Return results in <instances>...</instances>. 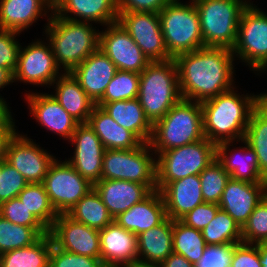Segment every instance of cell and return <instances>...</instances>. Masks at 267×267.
Instances as JSON below:
<instances>
[{
    "instance_id": "d6986e66",
    "label": "cell",
    "mask_w": 267,
    "mask_h": 267,
    "mask_svg": "<svg viewBox=\"0 0 267 267\" xmlns=\"http://www.w3.org/2000/svg\"><path fill=\"white\" fill-rule=\"evenodd\" d=\"M265 195L266 183H249L230 178L218 205L242 228Z\"/></svg>"
},
{
    "instance_id": "db71d44e",
    "label": "cell",
    "mask_w": 267,
    "mask_h": 267,
    "mask_svg": "<svg viewBox=\"0 0 267 267\" xmlns=\"http://www.w3.org/2000/svg\"><path fill=\"white\" fill-rule=\"evenodd\" d=\"M9 103L6 102L4 97L0 94V125L3 124L11 115V107L8 106Z\"/></svg>"
},
{
    "instance_id": "6da1fadb",
    "label": "cell",
    "mask_w": 267,
    "mask_h": 267,
    "mask_svg": "<svg viewBox=\"0 0 267 267\" xmlns=\"http://www.w3.org/2000/svg\"><path fill=\"white\" fill-rule=\"evenodd\" d=\"M174 60L182 99L202 103L236 86L231 49L203 47L180 54Z\"/></svg>"
},
{
    "instance_id": "44dd1931",
    "label": "cell",
    "mask_w": 267,
    "mask_h": 267,
    "mask_svg": "<svg viewBox=\"0 0 267 267\" xmlns=\"http://www.w3.org/2000/svg\"><path fill=\"white\" fill-rule=\"evenodd\" d=\"M244 145L233 146L234 141L217 144L216 159L223 166L230 178L249 183H266L259 171L257 156L244 139L236 141ZM232 144V145H231ZM232 147V150L230 149ZM235 147V148H234ZM234 148V149H233Z\"/></svg>"
},
{
    "instance_id": "e575fe53",
    "label": "cell",
    "mask_w": 267,
    "mask_h": 267,
    "mask_svg": "<svg viewBox=\"0 0 267 267\" xmlns=\"http://www.w3.org/2000/svg\"><path fill=\"white\" fill-rule=\"evenodd\" d=\"M173 253L184 256L190 263H198L206 248L200 230L187 226L181 220H172Z\"/></svg>"
},
{
    "instance_id": "5b68a950",
    "label": "cell",
    "mask_w": 267,
    "mask_h": 267,
    "mask_svg": "<svg viewBox=\"0 0 267 267\" xmlns=\"http://www.w3.org/2000/svg\"><path fill=\"white\" fill-rule=\"evenodd\" d=\"M137 99L152 125L182 99L174 59L151 62L140 73Z\"/></svg>"
},
{
    "instance_id": "cb8c5ba5",
    "label": "cell",
    "mask_w": 267,
    "mask_h": 267,
    "mask_svg": "<svg viewBox=\"0 0 267 267\" xmlns=\"http://www.w3.org/2000/svg\"><path fill=\"white\" fill-rule=\"evenodd\" d=\"M93 187L113 219L153 192L147 185L125 180L101 179Z\"/></svg>"
},
{
    "instance_id": "8d00e7d4",
    "label": "cell",
    "mask_w": 267,
    "mask_h": 267,
    "mask_svg": "<svg viewBox=\"0 0 267 267\" xmlns=\"http://www.w3.org/2000/svg\"><path fill=\"white\" fill-rule=\"evenodd\" d=\"M49 233L46 227H25L11 223L0 215V255L32 245Z\"/></svg>"
},
{
    "instance_id": "ffe728a7",
    "label": "cell",
    "mask_w": 267,
    "mask_h": 267,
    "mask_svg": "<svg viewBox=\"0 0 267 267\" xmlns=\"http://www.w3.org/2000/svg\"><path fill=\"white\" fill-rule=\"evenodd\" d=\"M100 234V255L105 267H124L138 260V236L115 221Z\"/></svg>"
},
{
    "instance_id": "7402d4cb",
    "label": "cell",
    "mask_w": 267,
    "mask_h": 267,
    "mask_svg": "<svg viewBox=\"0 0 267 267\" xmlns=\"http://www.w3.org/2000/svg\"><path fill=\"white\" fill-rule=\"evenodd\" d=\"M116 72V65L98 49L70 73L96 104L103 97Z\"/></svg>"
},
{
    "instance_id": "7dc6e473",
    "label": "cell",
    "mask_w": 267,
    "mask_h": 267,
    "mask_svg": "<svg viewBox=\"0 0 267 267\" xmlns=\"http://www.w3.org/2000/svg\"><path fill=\"white\" fill-rule=\"evenodd\" d=\"M220 209L218 204L204 202L185 214L180 220L187 226L202 230Z\"/></svg>"
},
{
    "instance_id": "1f68e13d",
    "label": "cell",
    "mask_w": 267,
    "mask_h": 267,
    "mask_svg": "<svg viewBox=\"0 0 267 267\" xmlns=\"http://www.w3.org/2000/svg\"><path fill=\"white\" fill-rule=\"evenodd\" d=\"M244 140L256 153L259 171L267 181V94L251 113Z\"/></svg>"
},
{
    "instance_id": "f1b7e54d",
    "label": "cell",
    "mask_w": 267,
    "mask_h": 267,
    "mask_svg": "<svg viewBox=\"0 0 267 267\" xmlns=\"http://www.w3.org/2000/svg\"><path fill=\"white\" fill-rule=\"evenodd\" d=\"M118 125L133 132L143 143H149L152 124L144 114L139 100H121L109 103H96Z\"/></svg>"
},
{
    "instance_id": "4fadbf2b",
    "label": "cell",
    "mask_w": 267,
    "mask_h": 267,
    "mask_svg": "<svg viewBox=\"0 0 267 267\" xmlns=\"http://www.w3.org/2000/svg\"><path fill=\"white\" fill-rule=\"evenodd\" d=\"M118 13V22L129 33L150 62H162L172 59L165 46L159 13Z\"/></svg>"
},
{
    "instance_id": "d6a6232c",
    "label": "cell",
    "mask_w": 267,
    "mask_h": 267,
    "mask_svg": "<svg viewBox=\"0 0 267 267\" xmlns=\"http://www.w3.org/2000/svg\"><path fill=\"white\" fill-rule=\"evenodd\" d=\"M52 245L49 233L43 235L28 247L2 253L0 267H49Z\"/></svg>"
},
{
    "instance_id": "11a10c76",
    "label": "cell",
    "mask_w": 267,
    "mask_h": 267,
    "mask_svg": "<svg viewBox=\"0 0 267 267\" xmlns=\"http://www.w3.org/2000/svg\"><path fill=\"white\" fill-rule=\"evenodd\" d=\"M259 255L262 267H267V243L259 244Z\"/></svg>"
},
{
    "instance_id": "2e32d148",
    "label": "cell",
    "mask_w": 267,
    "mask_h": 267,
    "mask_svg": "<svg viewBox=\"0 0 267 267\" xmlns=\"http://www.w3.org/2000/svg\"><path fill=\"white\" fill-rule=\"evenodd\" d=\"M68 142L75 147L74 155L65 160L92 185L100 181L106 149L94 130L88 123H80Z\"/></svg>"
},
{
    "instance_id": "f6af8a7d",
    "label": "cell",
    "mask_w": 267,
    "mask_h": 267,
    "mask_svg": "<svg viewBox=\"0 0 267 267\" xmlns=\"http://www.w3.org/2000/svg\"><path fill=\"white\" fill-rule=\"evenodd\" d=\"M20 33L0 29V68L10 69L13 73L18 64V55L21 43L17 41Z\"/></svg>"
},
{
    "instance_id": "60d3db41",
    "label": "cell",
    "mask_w": 267,
    "mask_h": 267,
    "mask_svg": "<svg viewBox=\"0 0 267 267\" xmlns=\"http://www.w3.org/2000/svg\"><path fill=\"white\" fill-rule=\"evenodd\" d=\"M242 242L255 245L267 243V195L257 204L242 227Z\"/></svg>"
},
{
    "instance_id": "9c48e42d",
    "label": "cell",
    "mask_w": 267,
    "mask_h": 267,
    "mask_svg": "<svg viewBox=\"0 0 267 267\" xmlns=\"http://www.w3.org/2000/svg\"><path fill=\"white\" fill-rule=\"evenodd\" d=\"M102 179L140 183L155 191L156 154L149 143H142L134 149H106L103 155Z\"/></svg>"
},
{
    "instance_id": "bcb514c9",
    "label": "cell",
    "mask_w": 267,
    "mask_h": 267,
    "mask_svg": "<svg viewBox=\"0 0 267 267\" xmlns=\"http://www.w3.org/2000/svg\"><path fill=\"white\" fill-rule=\"evenodd\" d=\"M233 245H207L195 267H230Z\"/></svg>"
},
{
    "instance_id": "5bb4252c",
    "label": "cell",
    "mask_w": 267,
    "mask_h": 267,
    "mask_svg": "<svg viewBox=\"0 0 267 267\" xmlns=\"http://www.w3.org/2000/svg\"><path fill=\"white\" fill-rule=\"evenodd\" d=\"M55 159L56 156L18 130L10 139L6 150V162L31 184L43 182Z\"/></svg>"
},
{
    "instance_id": "c3c4849f",
    "label": "cell",
    "mask_w": 267,
    "mask_h": 267,
    "mask_svg": "<svg viewBox=\"0 0 267 267\" xmlns=\"http://www.w3.org/2000/svg\"><path fill=\"white\" fill-rule=\"evenodd\" d=\"M230 267H262L259 244L239 243L233 245V257Z\"/></svg>"
},
{
    "instance_id": "4316f807",
    "label": "cell",
    "mask_w": 267,
    "mask_h": 267,
    "mask_svg": "<svg viewBox=\"0 0 267 267\" xmlns=\"http://www.w3.org/2000/svg\"><path fill=\"white\" fill-rule=\"evenodd\" d=\"M52 12L46 0H0V29L22 33Z\"/></svg>"
},
{
    "instance_id": "f907efd6",
    "label": "cell",
    "mask_w": 267,
    "mask_h": 267,
    "mask_svg": "<svg viewBox=\"0 0 267 267\" xmlns=\"http://www.w3.org/2000/svg\"><path fill=\"white\" fill-rule=\"evenodd\" d=\"M15 120L11 115L3 124L0 125V164L6 161V150L10 139L17 132Z\"/></svg>"
},
{
    "instance_id": "d4e9b609",
    "label": "cell",
    "mask_w": 267,
    "mask_h": 267,
    "mask_svg": "<svg viewBox=\"0 0 267 267\" xmlns=\"http://www.w3.org/2000/svg\"><path fill=\"white\" fill-rule=\"evenodd\" d=\"M160 193L167 217L180 220L189 211L204 203L199 175H191L169 182Z\"/></svg>"
},
{
    "instance_id": "816d5d0a",
    "label": "cell",
    "mask_w": 267,
    "mask_h": 267,
    "mask_svg": "<svg viewBox=\"0 0 267 267\" xmlns=\"http://www.w3.org/2000/svg\"><path fill=\"white\" fill-rule=\"evenodd\" d=\"M159 267H195L192 263H190L184 256L171 253L161 264Z\"/></svg>"
},
{
    "instance_id": "74e56055",
    "label": "cell",
    "mask_w": 267,
    "mask_h": 267,
    "mask_svg": "<svg viewBox=\"0 0 267 267\" xmlns=\"http://www.w3.org/2000/svg\"><path fill=\"white\" fill-rule=\"evenodd\" d=\"M28 210L49 230L58 214L42 183H29L18 195Z\"/></svg>"
},
{
    "instance_id": "b9f144b4",
    "label": "cell",
    "mask_w": 267,
    "mask_h": 267,
    "mask_svg": "<svg viewBox=\"0 0 267 267\" xmlns=\"http://www.w3.org/2000/svg\"><path fill=\"white\" fill-rule=\"evenodd\" d=\"M0 215L11 223L25 227H45L17 197L0 204Z\"/></svg>"
},
{
    "instance_id": "ac0fdd59",
    "label": "cell",
    "mask_w": 267,
    "mask_h": 267,
    "mask_svg": "<svg viewBox=\"0 0 267 267\" xmlns=\"http://www.w3.org/2000/svg\"><path fill=\"white\" fill-rule=\"evenodd\" d=\"M25 97L29 113L38 124L47 131L59 134L63 139H71L80 123L71 117L51 94L30 92L26 93Z\"/></svg>"
},
{
    "instance_id": "9f6ffc18",
    "label": "cell",
    "mask_w": 267,
    "mask_h": 267,
    "mask_svg": "<svg viewBox=\"0 0 267 267\" xmlns=\"http://www.w3.org/2000/svg\"><path fill=\"white\" fill-rule=\"evenodd\" d=\"M124 267H159V265L153 264V263H146V262L137 260Z\"/></svg>"
},
{
    "instance_id": "f5cc1de1",
    "label": "cell",
    "mask_w": 267,
    "mask_h": 267,
    "mask_svg": "<svg viewBox=\"0 0 267 267\" xmlns=\"http://www.w3.org/2000/svg\"><path fill=\"white\" fill-rule=\"evenodd\" d=\"M14 83V73L10 69L0 68V90Z\"/></svg>"
},
{
    "instance_id": "3957f363",
    "label": "cell",
    "mask_w": 267,
    "mask_h": 267,
    "mask_svg": "<svg viewBox=\"0 0 267 267\" xmlns=\"http://www.w3.org/2000/svg\"><path fill=\"white\" fill-rule=\"evenodd\" d=\"M43 33L64 73L71 72L90 54L99 49L100 31L89 22L68 20L52 12L47 16Z\"/></svg>"
},
{
    "instance_id": "ee69618b",
    "label": "cell",
    "mask_w": 267,
    "mask_h": 267,
    "mask_svg": "<svg viewBox=\"0 0 267 267\" xmlns=\"http://www.w3.org/2000/svg\"><path fill=\"white\" fill-rule=\"evenodd\" d=\"M49 267H105V265L101 259L68 252L53 244Z\"/></svg>"
},
{
    "instance_id": "484cf974",
    "label": "cell",
    "mask_w": 267,
    "mask_h": 267,
    "mask_svg": "<svg viewBox=\"0 0 267 267\" xmlns=\"http://www.w3.org/2000/svg\"><path fill=\"white\" fill-rule=\"evenodd\" d=\"M167 218L166 208L159 190L153 191L141 202L119 214L114 221L136 236L159 225Z\"/></svg>"
},
{
    "instance_id": "30bf717a",
    "label": "cell",
    "mask_w": 267,
    "mask_h": 267,
    "mask_svg": "<svg viewBox=\"0 0 267 267\" xmlns=\"http://www.w3.org/2000/svg\"><path fill=\"white\" fill-rule=\"evenodd\" d=\"M254 5L250 2L242 11L232 51L235 60L259 75L267 72V13Z\"/></svg>"
},
{
    "instance_id": "603a6c76",
    "label": "cell",
    "mask_w": 267,
    "mask_h": 267,
    "mask_svg": "<svg viewBox=\"0 0 267 267\" xmlns=\"http://www.w3.org/2000/svg\"><path fill=\"white\" fill-rule=\"evenodd\" d=\"M53 12L68 20L102 27L118 22L119 15L116 0H58Z\"/></svg>"
},
{
    "instance_id": "f546056e",
    "label": "cell",
    "mask_w": 267,
    "mask_h": 267,
    "mask_svg": "<svg viewBox=\"0 0 267 267\" xmlns=\"http://www.w3.org/2000/svg\"><path fill=\"white\" fill-rule=\"evenodd\" d=\"M105 149H134L143 142L131 131L118 125L101 107L95 106L88 120Z\"/></svg>"
},
{
    "instance_id": "277c9868",
    "label": "cell",
    "mask_w": 267,
    "mask_h": 267,
    "mask_svg": "<svg viewBox=\"0 0 267 267\" xmlns=\"http://www.w3.org/2000/svg\"><path fill=\"white\" fill-rule=\"evenodd\" d=\"M204 138L201 103L181 99L153 124L149 145L158 154Z\"/></svg>"
},
{
    "instance_id": "f35d334b",
    "label": "cell",
    "mask_w": 267,
    "mask_h": 267,
    "mask_svg": "<svg viewBox=\"0 0 267 267\" xmlns=\"http://www.w3.org/2000/svg\"><path fill=\"white\" fill-rule=\"evenodd\" d=\"M139 84V73L117 70L107 85L103 97L97 103L136 99L138 97Z\"/></svg>"
},
{
    "instance_id": "4dcf8cb0",
    "label": "cell",
    "mask_w": 267,
    "mask_h": 267,
    "mask_svg": "<svg viewBox=\"0 0 267 267\" xmlns=\"http://www.w3.org/2000/svg\"><path fill=\"white\" fill-rule=\"evenodd\" d=\"M172 240V219L167 217L159 225L138 235V260L161 264L173 253Z\"/></svg>"
},
{
    "instance_id": "52a82bcc",
    "label": "cell",
    "mask_w": 267,
    "mask_h": 267,
    "mask_svg": "<svg viewBox=\"0 0 267 267\" xmlns=\"http://www.w3.org/2000/svg\"><path fill=\"white\" fill-rule=\"evenodd\" d=\"M204 47L233 49L242 11L250 0H193Z\"/></svg>"
},
{
    "instance_id": "836d02e7",
    "label": "cell",
    "mask_w": 267,
    "mask_h": 267,
    "mask_svg": "<svg viewBox=\"0 0 267 267\" xmlns=\"http://www.w3.org/2000/svg\"><path fill=\"white\" fill-rule=\"evenodd\" d=\"M67 215L97 230H102L114 221L94 187L67 212Z\"/></svg>"
},
{
    "instance_id": "8fae6325",
    "label": "cell",
    "mask_w": 267,
    "mask_h": 267,
    "mask_svg": "<svg viewBox=\"0 0 267 267\" xmlns=\"http://www.w3.org/2000/svg\"><path fill=\"white\" fill-rule=\"evenodd\" d=\"M42 184L57 214H67L93 188L66 160L58 158L50 165Z\"/></svg>"
},
{
    "instance_id": "ab89813d",
    "label": "cell",
    "mask_w": 267,
    "mask_h": 267,
    "mask_svg": "<svg viewBox=\"0 0 267 267\" xmlns=\"http://www.w3.org/2000/svg\"><path fill=\"white\" fill-rule=\"evenodd\" d=\"M199 176L204 202L219 204L230 175L216 159Z\"/></svg>"
},
{
    "instance_id": "6f0895ef",
    "label": "cell",
    "mask_w": 267,
    "mask_h": 267,
    "mask_svg": "<svg viewBox=\"0 0 267 267\" xmlns=\"http://www.w3.org/2000/svg\"><path fill=\"white\" fill-rule=\"evenodd\" d=\"M52 7H54L56 4H57V2H58V0H46Z\"/></svg>"
},
{
    "instance_id": "8992f818",
    "label": "cell",
    "mask_w": 267,
    "mask_h": 267,
    "mask_svg": "<svg viewBox=\"0 0 267 267\" xmlns=\"http://www.w3.org/2000/svg\"><path fill=\"white\" fill-rule=\"evenodd\" d=\"M161 31L169 56L174 59L204 47L200 18L193 0H172L159 12Z\"/></svg>"
},
{
    "instance_id": "ba28073f",
    "label": "cell",
    "mask_w": 267,
    "mask_h": 267,
    "mask_svg": "<svg viewBox=\"0 0 267 267\" xmlns=\"http://www.w3.org/2000/svg\"><path fill=\"white\" fill-rule=\"evenodd\" d=\"M217 145L207 138L156 154L157 190L169 182L199 175L216 160Z\"/></svg>"
},
{
    "instance_id": "7bdbcfd3",
    "label": "cell",
    "mask_w": 267,
    "mask_h": 267,
    "mask_svg": "<svg viewBox=\"0 0 267 267\" xmlns=\"http://www.w3.org/2000/svg\"><path fill=\"white\" fill-rule=\"evenodd\" d=\"M28 184L26 179L14 167L4 161L1 164L0 204L17 198Z\"/></svg>"
},
{
    "instance_id": "83f0119b",
    "label": "cell",
    "mask_w": 267,
    "mask_h": 267,
    "mask_svg": "<svg viewBox=\"0 0 267 267\" xmlns=\"http://www.w3.org/2000/svg\"><path fill=\"white\" fill-rule=\"evenodd\" d=\"M51 86L55 88V93L51 95L63 109L79 123H87L96 104L73 75L70 72L63 73Z\"/></svg>"
},
{
    "instance_id": "9a60e30c",
    "label": "cell",
    "mask_w": 267,
    "mask_h": 267,
    "mask_svg": "<svg viewBox=\"0 0 267 267\" xmlns=\"http://www.w3.org/2000/svg\"><path fill=\"white\" fill-rule=\"evenodd\" d=\"M105 27L99 34V49L116 65L117 70L140 74L151 63L149 59L119 22Z\"/></svg>"
},
{
    "instance_id": "681fc988",
    "label": "cell",
    "mask_w": 267,
    "mask_h": 267,
    "mask_svg": "<svg viewBox=\"0 0 267 267\" xmlns=\"http://www.w3.org/2000/svg\"><path fill=\"white\" fill-rule=\"evenodd\" d=\"M172 0H116L118 12L159 13Z\"/></svg>"
},
{
    "instance_id": "d590c367",
    "label": "cell",
    "mask_w": 267,
    "mask_h": 267,
    "mask_svg": "<svg viewBox=\"0 0 267 267\" xmlns=\"http://www.w3.org/2000/svg\"><path fill=\"white\" fill-rule=\"evenodd\" d=\"M206 245H236L242 243V228L224 210L219 209L215 217L201 230Z\"/></svg>"
},
{
    "instance_id": "e0dca14e",
    "label": "cell",
    "mask_w": 267,
    "mask_h": 267,
    "mask_svg": "<svg viewBox=\"0 0 267 267\" xmlns=\"http://www.w3.org/2000/svg\"><path fill=\"white\" fill-rule=\"evenodd\" d=\"M53 244L62 250L101 259L99 230L58 214L49 229Z\"/></svg>"
},
{
    "instance_id": "7a4b0ae2",
    "label": "cell",
    "mask_w": 267,
    "mask_h": 267,
    "mask_svg": "<svg viewBox=\"0 0 267 267\" xmlns=\"http://www.w3.org/2000/svg\"><path fill=\"white\" fill-rule=\"evenodd\" d=\"M236 86L201 103L203 133L214 144L244 139L251 113L267 92L238 93Z\"/></svg>"
},
{
    "instance_id": "7c38bea8",
    "label": "cell",
    "mask_w": 267,
    "mask_h": 267,
    "mask_svg": "<svg viewBox=\"0 0 267 267\" xmlns=\"http://www.w3.org/2000/svg\"><path fill=\"white\" fill-rule=\"evenodd\" d=\"M40 40H34L25 47L21 45L14 72V83L20 81L24 84L50 88L64 73L57 65L50 43Z\"/></svg>"
}]
</instances>
